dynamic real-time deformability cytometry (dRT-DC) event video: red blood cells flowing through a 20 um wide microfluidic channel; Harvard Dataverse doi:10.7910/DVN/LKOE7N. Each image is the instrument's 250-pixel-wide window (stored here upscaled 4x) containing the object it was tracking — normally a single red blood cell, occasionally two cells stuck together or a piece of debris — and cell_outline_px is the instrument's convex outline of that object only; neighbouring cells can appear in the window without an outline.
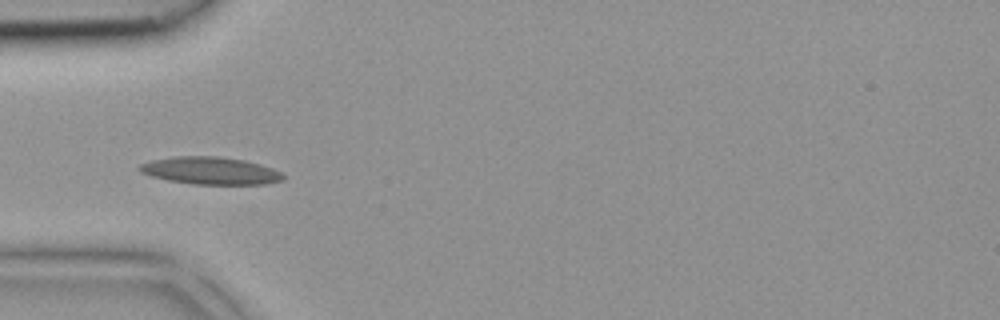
{"species": "common noctule bat (a hibernating species)", "species_latin": "Nyctalus noctula", "temperature_condition": "room temperature", "stored_images_in_passage": 31, "camera_frame_rate_fps": 3000, "um_per_image_px": 0.085, "animal": {"sex": "female", "body_mass_g": 18.4}, "frame": {"image": 1, "passage_image": 2, "time_ms": 0.333, "image_size_px": [1000, 320], "cell_outline_px": [[284, 180], [268, 184], [192, 184], [168, 180], [152, 176], [140, 172], [136, 168], [140, 164], [152, 160], [172, 156], [216, 156], [244, 160], [260, 164], [272, 168], [280, 172], [284, 176]], "centroid_in_image_um": [17.87, 14.51], "position_along_channel_um": 67.1, "area_um2": 23.0}}
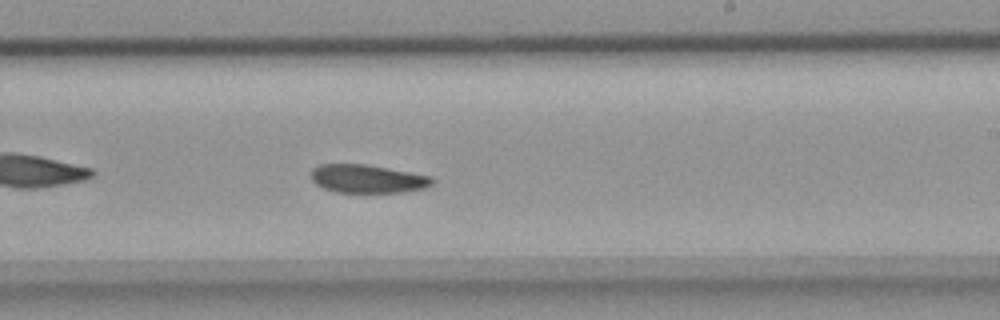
{"frame": {"image": 2, "passage_image": 14, "time_ms": 4.333, "image_size_px": [1000, 320], "cell_outline_px": [[436, 180], [432, 184], [424, 188], [400, 192], [336, 192], [324, 188], [316, 184], [312, 180], [312, 168], [320, 164], [364, 164], [388, 168], [432, 176]], "centroid_in_image_um": [31.25, 15.19], "position_along_channel_um": 257.8, "area_um2": 19.88}}
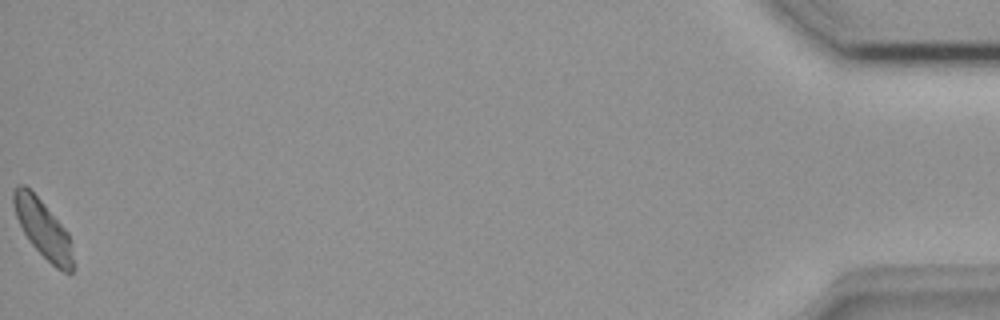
{"frame": {"image": 3, "passage_image": 31, "time_ms": 10.0, "image_size_px": [1000, 320], "cell_outline_px": [[76, 264], [72, 272], [64, 272], [56, 268], [28, 240], [16, 216], [12, 204], [12, 192], [20, 184], [24, 184], [40, 200], [68, 232], [72, 244]], "centroid_in_image_um": [3.69, 19.49], "position_along_channel_um": 431.5, "area_um2": 20.0}}